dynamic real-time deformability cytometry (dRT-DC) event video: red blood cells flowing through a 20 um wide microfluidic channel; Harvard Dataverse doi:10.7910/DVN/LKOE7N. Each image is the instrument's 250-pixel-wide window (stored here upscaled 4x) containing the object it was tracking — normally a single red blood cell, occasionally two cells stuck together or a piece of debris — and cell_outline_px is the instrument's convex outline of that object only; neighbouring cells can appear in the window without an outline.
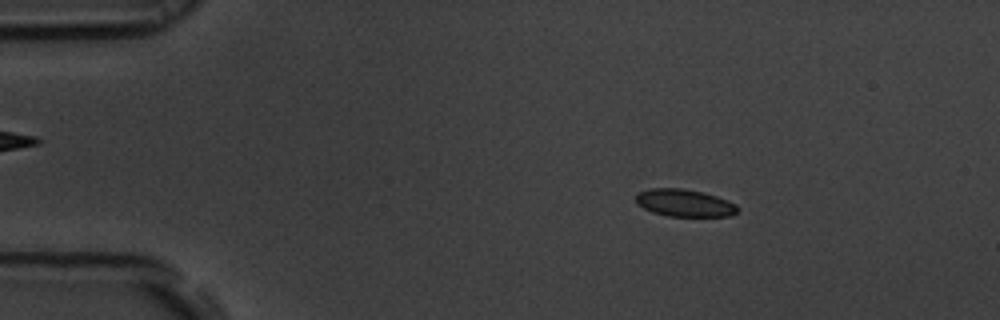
{"species": "common noctule bat (a hibernating species)", "species_latin": "Nyctalus noctula", "temperature_condition": "room temperature", "stored_images_in_passage": 55, "camera_frame_rate_fps": 3000, "um_per_image_px": 0.085, "animal": {"sex": "male", "body_mass_g": 19.5, "forearm_length_mm": 54.6}, "frame": {"image": 1, "passage_image": 9, "time_ms": 2.667, "image_size_px": [1000, 320], "cell_outline_px": [[740, 208], [732, 216], [668, 216], [652, 212], [636, 204], [636, 196], [640, 192], [648, 188], [680, 188], [700, 192], [716, 196], [728, 200], [736, 204]], "centroid_in_image_um": [58.19, 17.25], "position_along_channel_um": 26.8, "area_um2": 16.18}}
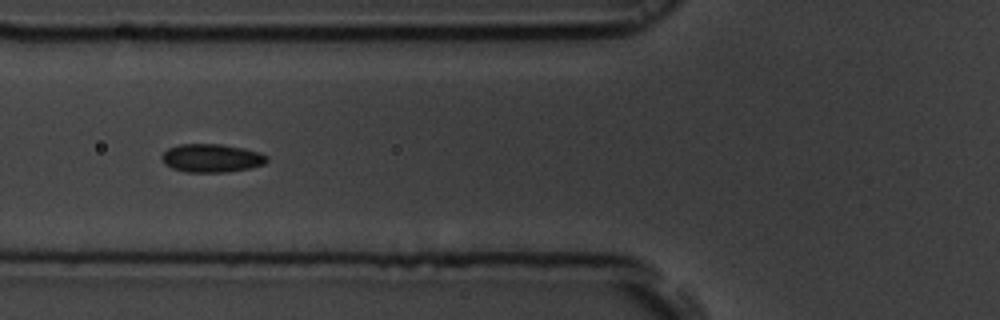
{"frame": {"image": 2, "passage_image": 21, "time_ms": 6.667, "image_size_px": [1000, 320], "cell_outline_px": [[268, 160], [264, 164], [248, 168], [224, 172], [184, 172], [172, 168], [164, 164], [160, 156], [168, 148], [180, 144], [220, 144], [244, 148], [260, 152], [268, 156]], "centroid_in_image_um": [17.97, 13.43], "position_along_channel_um": 107.8, "area_um2": 17.4}}
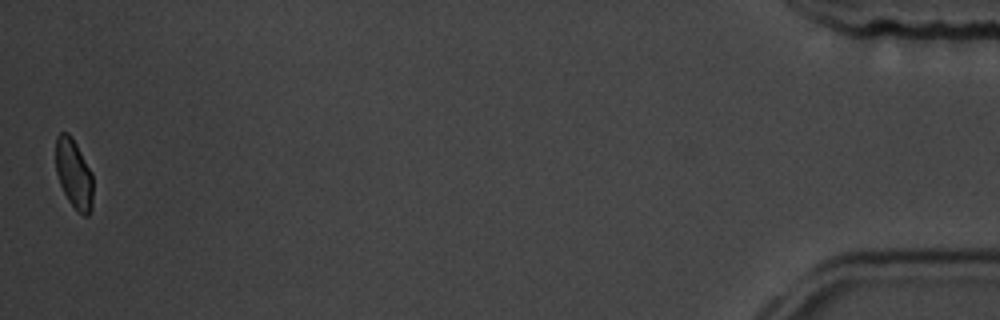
{"frame": {"image": 3, "passage_image": 55, "time_ms": 18.0, "image_size_px": [1000, 320], "cell_outline_px": [[92, 208], [88, 216], [84, 216], [76, 212], [68, 200], [60, 184], [56, 172], [56, 136], [60, 132], [68, 132], [72, 136], [92, 172]], "centroid_in_image_um": [6.28, 14.78], "position_along_channel_um": 428.9, "area_um2": 15.26}, "authors_computed_cell_mechanics": {"area_um2": 16.6464, "velocity_mm_per_s": 3.6655, "shape_relaxation_time_tau1_ms": 7.5794, "shape_relaxation_time_tau2_ms": 1.5817, "deformation_change_tau1": 0.1043, "deformation_change_tau2": 0.0484}}